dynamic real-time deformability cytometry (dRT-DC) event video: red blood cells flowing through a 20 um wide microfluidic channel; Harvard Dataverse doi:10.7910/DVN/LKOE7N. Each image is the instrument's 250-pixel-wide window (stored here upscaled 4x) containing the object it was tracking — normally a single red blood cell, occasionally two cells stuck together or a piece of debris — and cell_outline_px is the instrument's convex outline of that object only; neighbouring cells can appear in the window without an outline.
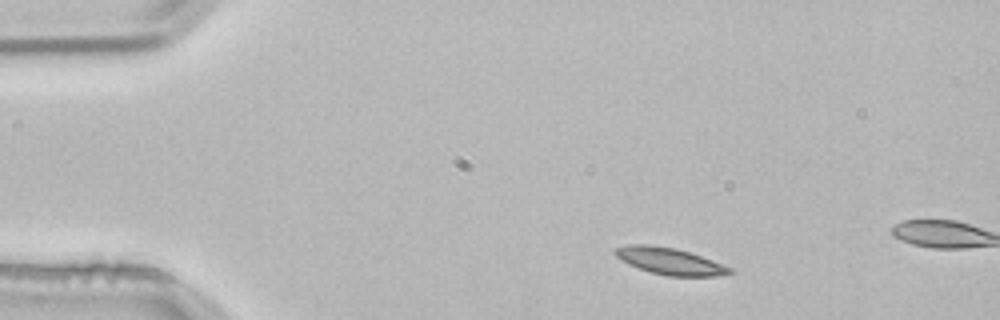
{"species": "common noctule bat (a hibernating species)", "species_latin": "Nyctalus noctula", "temperature_condition": "room temperature", "stored_images_in_passage": 2, "camera_frame_rate_fps": 3000, "um_per_image_px": 0.085, "animal": {"sex": "male", "body_mass_g": 21.5, "forearm_length_mm": 52.0}, "frame": {"image": 1, "passage_image": 1, "time_ms": 0.0, "image_size_px": [1000, 320], "cell_outline_px": [[732, 272], [716, 276], [668, 276], [652, 272], [628, 264], [616, 256], [612, 252], [616, 248], [628, 244], [652, 244], [676, 248], [712, 260], [732, 268]], "centroid_in_image_um": [56.89, 22.18], "position_along_channel_um": 28.1, "area_um2": 17.69}}